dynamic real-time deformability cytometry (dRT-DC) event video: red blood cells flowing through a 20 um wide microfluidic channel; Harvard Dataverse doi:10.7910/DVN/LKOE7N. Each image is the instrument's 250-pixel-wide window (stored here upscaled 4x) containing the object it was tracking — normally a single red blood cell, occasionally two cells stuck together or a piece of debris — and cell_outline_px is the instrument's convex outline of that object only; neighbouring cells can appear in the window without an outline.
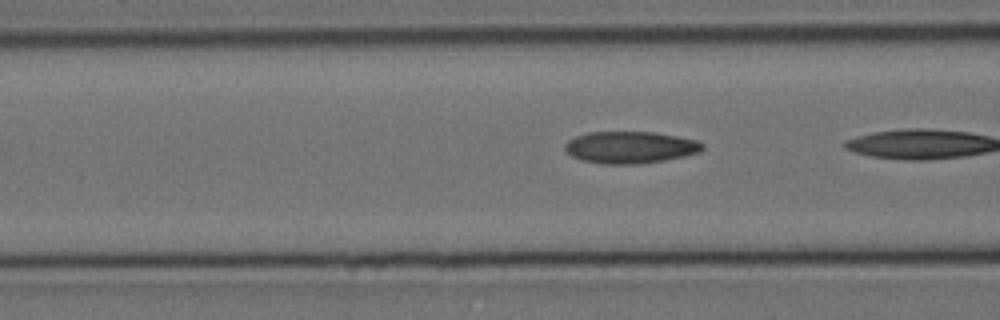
{"species": "Egyptian fruit bat (a non-hibernating species)", "species_latin": "Rousettus aegyptiacus", "temperature_condition": "cold", "stored_images_in_passage": 5, "camera_frame_rate_fps": 3000, "um_per_image_px": 0.085, "animal": {"sex": "female"}, "frame": {"image": 1, "passage_image": 4, "time_ms": 1.0, "image_size_px": [1000, 320], "cell_outline_px": [[704, 148], [700, 152], [684, 156], [664, 160], [640, 164], [604, 164], [580, 160], [572, 156], [564, 148], [564, 144], [568, 140], [576, 136], [588, 132], [656, 132], [696, 140], [704, 144]], "centroid_in_image_um": [53.56, 12.52], "position_along_channel_um": 113.0, "area_um2": 25.66}}